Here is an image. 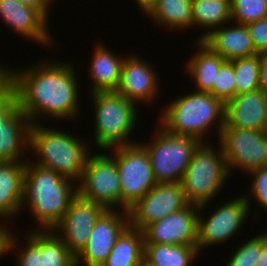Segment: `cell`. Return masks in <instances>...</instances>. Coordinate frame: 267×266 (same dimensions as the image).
Here are the masks:
<instances>
[{"instance_id": "cell-39", "label": "cell", "mask_w": 267, "mask_h": 266, "mask_svg": "<svg viewBox=\"0 0 267 266\" xmlns=\"http://www.w3.org/2000/svg\"><path fill=\"white\" fill-rule=\"evenodd\" d=\"M260 89L267 93V52L261 53Z\"/></svg>"}, {"instance_id": "cell-16", "label": "cell", "mask_w": 267, "mask_h": 266, "mask_svg": "<svg viewBox=\"0 0 267 266\" xmlns=\"http://www.w3.org/2000/svg\"><path fill=\"white\" fill-rule=\"evenodd\" d=\"M225 124L233 128L267 130V93L258 89L235 95L225 103Z\"/></svg>"}, {"instance_id": "cell-7", "label": "cell", "mask_w": 267, "mask_h": 266, "mask_svg": "<svg viewBox=\"0 0 267 266\" xmlns=\"http://www.w3.org/2000/svg\"><path fill=\"white\" fill-rule=\"evenodd\" d=\"M154 141L141 143L148 152L157 183L181 182L192 155L201 143L190 136H178L158 129ZM152 144V145H151Z\"/></svg>"}, {"instance_id": "cell-26", "label": "cell", "mask_w": 267, "mask_h": 266, "mask_svg": "<svg viewBox=\"0 0 267 266\" xmlns=\"http://www.w3.org/2000/svg\"><path fill=\"white\" fill-rule=\"evenodd\" d=\"M199 251L197 246L144 243L143 257L157 266H190Z\"/></svg>"}, {"instance_id": "cell-15", "label": "cell", "mask_w": 267, "mask_h": 266, "mask_svg": "<svg viewBox=\"0 0 267 266\" xmlns=\"http://www.w3.org/2000/svg\"><path fill=\"white\" fill-rule=\"evenodd\" d=\"M107 209L92 201L77 195L71 202L60 224L55 231L62 230L58 234L67 248L76 256L87 244L90 231L96 221Z\"/></svg>"}, {"instance_id": "cell-1", "label": "cell", "mask_w": 267, "mask_h": 266, "mask_svg": "<svg viewBox=\"0 0 267 266\" xmlns=\"http://www.w3.org/2000/svg\"><path fill=\"white\" fill-rule=\"evenodd\" d=\"M53 62L23 71L10 70L18 106L36 124L41 114L58 118H75L79 113L76 73L71 65ZM36 120V122H35Z\"/></svg>"}, {"instance_id": "cell-37", "label": "cell", "mask_w": 267, "mask_h": 266, "mask_svg": "<svg viewBox=\"0 0 267 266\" xmlns=\"http://www.w3.org/2000/svg\"><path fill=\"white\" fill-rule=\"evenodd\" d=\"M8 228L2 226L0 224V256L3 255V253H6V251H11L12 248L15 247V241H17L15 236L7 230Z\"/></svg>"}, {"instance_id": "cell-9", "label": "cell", "mask_w": 267, "mask_h": 266, "mask_svg": "<svg viewBox=\"0 0 267 266\" xmlns=\"http://www.w3.org/2000/svg\"><path fill=\"white\" fill-rule=\"evenodd\" d=\"M79 181L77 191L80 197L107 210L114 209V205L116 207L118 204L121 207V183L112 156L103 153L89 156Z\"/></svg>"}, {"instance_id": "cell-20", "label": "cell", "mask_w": 267, "mask_h": 266, "mask_svg": "<svg viewBox=\"0 0 267 266\" xmlns=\"http://www.w3.org/2000/svg\"><path fill=\"white\" fill-rule=\"evenodd\" d=\"M31 121L18 107L0 126V162H26L21 158L29 150Z\"/></svg>"}, {"instance_id": "cell-13", "label": "cell", "mask_w": 267, "mask_h": 266, "mask_svg": "<svg viewBox=\"0 0 267 266\" xmlns=\"http://www.w3.org/2000/svg\"><path fill=\"white\" fill-rule=\"evenodd\" d=\"M250 200L243 195L225 203L213 212L209 219H204L198 214L197 247L198 250L210 245L224 243L236 230L240 229L248 215Z\"/></svg>"}, {"instance_id": "cell-17", "label": "cell", "mask_w": 267, "mask_h": 266, "mask_svg": "<svg viewBox=\"0 0 267 266\" xmlns=\"http://www.w3.org/2000/svg\"><path fill=\"white\" fill-rule=\"evenodd\" d=\"M130 57V58H129ZM125 57L120 74V82L116 92L135 103L138 101H150L157 94L159 79L146 61L139 56Z\"/></svg>"}, {"instance_id": "cell-27", "label": "cell", "mask_w": 267, "mask_h": 266, "mask_svg": "<svg viewBox=\"0 0 267 266\" xmlns=\"http://www.w3.org/2000/svg\"><path fill=\"white\" fill-rule=\"evenodd\" d=\"M192 20L193 26L195 24L209 28V31L199 38V41H202L211 33L212 28L216 29V26H222L225 22L230 23V0H192Z\"/></svg>"}, {"instance_id": "cell-6", "label": "cell", "mask_w": 267, "mask_h": 266, "mask_svg": "<svg viewBox=\"0 0 267 266\" xmlns=\"http://www.w3.org/2000/svg\"><path fill=\"white\" fill-rule=\"evenodd\" d=\"M215 151L207 142H201L180 182L188 202L198 205L200 211L219 192L229 175L222 148Z\"/></svg>"}, {"instance_id": "cell-36", "label": "cell", "mask_w": 267, "mask_h": 266, "mask_svg": "<svg viewBox=\"0 0 267 266\" xmlns=\"http://www.w3.org/2000/svg\"><path fill=\"white\" fill-rule=\"evenodd\" d=\"M18 107L17 93L14 87L9 84L0 93V126Z\"/></svg>"}, {"instance_id": "cell-22", "label": "cell", "mask_w": 267, "mask_h": 266, "mask_svg": "<svg viewBox=\"0 0 267 266\" xmlns=\"http://www.w3.org/2000/svg\"><path fill=\"white\" fill-rule=\"evenodd\" d=\"M93 55L89 70L93 81L90 92L116 91L125 58H118L101 44L95 47Z\"/></svg>"}, {"instance_id": "cell-31", "label": "cell", "mask_w": 267, "mask_h": 266, "mask_svg": "<svg viewBox=\"0 0 267 266\" xmlns=\"http://www.w3.org/2000/svg\"><path fill=\"white\" fill-rule=\"evenodd\" d=\"M235 95V73L232 61H225L216 75L213 84V96L226 103Z\"/></svg>"}, {"instance_id": "cell-21", "label": "cell", "mask_w": 267, "mask_h": 266, "mask_svg": "<svg viewBox=\"0 0 267 266\" xmlns=\"http://www.w3.org/2000/svg\"><path fill=\"white\" fill-rule=\"evenodd\" d=\"M25 167L26 162H0L1 218L11 217L22 208Z\"/></svg>"}, {"instance_id": "cell-43", "label": "cell", "mask_w": 267, "mask_h": 266, "mask_svg": "<svg viewBox=\"0 0 267 266\" xmlns=\"http://www.w3.org/2000/svg\"><path fill=\"white\" fill-rule=\"evenodd\" d=\"M139 266H157V265H154L152 263H150L149 261H147L144 257L142 258Z\"/></svg>"}, {"instance_id": "cell-23", "label": "cell", "mask_w": 267, "mask_h": 266, "mask_svg": "<svg viewBox=\"0 0 267 266\" xmlns=\"http://www.w3.org/2000/svg\"><path fill=\"white\" fill-rule=\"evenodd\" d=\"M199 51L188 61V73L194 79L196 91L213 95V84L222 64L226 61L219 54L214 53L202 41L197 40Z\"/></svg>"}, {"instance_id": "cell-38", "label": "cell", "mask_w": 267, "mask_h": 266, "mask_svg": "<svg viewBox=\"0 0 267 266\" xmlns=\"http://www.w3.org/2000/svg\"><path fill=\"white\" fill-rule=\"evenodd\" d=\"M22 4L26 6L32 7L38 11H40L46 18H48V11L50 2L52 0H19Z\"/></svg>"}, {"instance_id": "cell-5", "label": "cell", "mask_w": 267, "mask_h": 266, "mask_svg": "<svg viewBox=\"0 0 267 266\" xmlns=\"http://www.w3.org/2000/svg\"><path fill=\"white\" fill-rule=\"evenodd\" d=\"M95 105V143L103 150L130 145L126 138L137 119L136 104L116 91L91 93Z\"/></svg>"}, {"instance_id": "cell-32", "label": "cell", "mask_w": 267, "mask_h": 266, "mask_svg": "<svg viewBox=\"0 0 267 266\" xmlns=\"http://www.w3.org/2000/svg\"><path fill=\"white\" fill-rule=\"evenodd\" d=\"M262 251V234L241 245L227 266H256Z\"/></svg>"}, {"instance_id": "cell-30", "label": "cell", "mask_w": 267, "mask_h": 266, "mask_svg": "<svg viewBox=\"0 0 267 266\" xmlns=\"http://www.w3.org/2000/svg\"><path fill=\"white\" fill-rule=\"evenodd\" d=\"M230 5L236 24L247 25L267 17V0H230Z\"/></svg>"}, {"instance_id": "cell-19", "label": "cell", "mask_w": 267, "mask_h": 266, "mask_svg": "<svg viewBox=\"0 0 267 266\" xmlns=\"http://www.w3.org/2000/svg\"><path fill=\"white\" fill-rule=\"evenodd\" d=\"M202 42L226 61L259 54L252 43L249 30L244 24L231 28L212 30Z\"/></svg>"}, {"instance_id": "cell-28", "label": "cell", "mask_w": 267, "mask_h": 266, "mask_svg": "<svg viewBox=\"0 0 267 266\" xmlns=\"http://www.w3.org/2000/svg\"><path fill=\"white\" fill-rule=\"evenodd\" d=\"M236 95L260 89L261 54L232 60Z\"/></svg>"}, {"instance_id": "cell-41", "label": "cell", "mask_w": 267, "mask_h": 266, "mask_svg": "<svg viewBox=\"0 0 267 266\" xmlns=\"http://www.w3.org/2000/svg\"><path fill=\"white\" fill-rule=\"evenodd\" d=\"M10 84V70L0 64V93Z\"/></svg>"}, {"instance_id": "cell-35", "label": "cell", "mask_w": 267, "mask_h": 266, "mask_svg": "<svg viewBox=\"0 0 267 266\" xmlns=\"http://www.w3.org/2000/svg\"><path fill=\"white\" fill-rule=\"evenodd\" d=\"M255 50L261 54L267 52V17L246 25Z\"/></svg>"}, {"instance_id": "cell-3", "label": "cell", "mask_w": 267, "mask_h": 266, "mask_svg": "<svg viewBox=\"0 0 267 266\" xmlns=\"http://www.w3.org/2000/svg\"><path fill=\"white\" fill-rule=\"evenodd\" d=\"M161 127L173 135L201 139L218 122V136L225 125V103L210 93L195 91L177 98L162 111ZM216 121V122H215ZM202 137V138H201Z\"/></svg>"}, {"instance_id": "cell-10", "label": "cell", "mask_w": 267, "mask_h": 266, "mask_svg": "<svg viewBox=\"0 0 267 266\" xmlns=\"http://www.w3.org/2000/svg\"><path fill=\"white\" fill-rule=\"evenodd\" d=\"M219 137L229 174L230 168L239 167L249 173L267 166V130L233 128L225 124Z\"/></svg>"}, {"instance_id": "cell-2", "label": "cell", "mask_w": 267, "mask_h": 266, "mask_svg": "<svg viewBox=\"0 0 267 266\" xmlns=\"http://www.w3.org/2000/svg\"><path fill=\"white\" fill-rule=\"evenodd\" d=\"M73 182L51 169L26 162L22 205L29 204L38 226L44 231L55 230L78 195Z\"/></svg>"}, {"instance_id": "cell-4", "label": "cell", "mask_w": 267, "mask_h": 266, "mask_svg": "<svg viewBox=\"0 0 267 266\" xmlns=\"http://www.w3.org/2000/svg\"><path fill=\"white\" fill-rule=\"evenodd\" d=\"M32 124L30 145L39 157L37 165L55 171L72 181L79 180L90 152L85 143L66 132Z\"/></svg>"}, {"instance_id": "cell-8", "label": "cell", "mask_w": 267, "mask_h": 266, "mask_svg": "<svg viewBox=\"0 0 267 266\" xmlns=\"http://www.w3.org/2000/svg\"><path fill=\"white\" fill-rule=\"evenodd\" d=\"M113 149L112 154L121 183V206L123 211H128L157 184V181L150 156L141 143L117 146Z\"/></svg>"}, {"instance_id": "cell-18", "label": "cell", "mask_w": 267, "mask_h": 266, "mask_svg": "<svg viewBox=\"0 0 267 266\" xmlns=\"http://www.w3.org/2000/svg\"><path fill=\"white\" fill-rule=\"evenodd\" d=\"M0 17L6 25L27 39L44 45L52 44L47 28V18L38 10L19 0H0ZM47 28V29H46Z\"/></svg>"}, {"instance_id": "cell-34", "label": "cell", "mask_w": 267, "mask_h": 266, "mask_svg": "<svg viewBox=\"0 0 267 266\" xmlns=\"http://www.w3.org/2000/svg\"><path fill=\"white\" fill-rule=\"evenodd\" d=\"M254 177L251 193L256 201L267 209V166L249 172Z\"/></svg>"}, {"instance_id": "cell-24", "label": "cell", "mask_w": 267, "mask_h": 266, "mask_svg": "<svg viewBox=\"0 0 267 266\" xmlns=\"http://www.w3.org/2000/svg\"><path fill=\"white\" fill-rule=\"evenodd\" d=\"M144 254V232L130 225L117 238L102 266H139Z\"/></svg>"}, {"instance_id": "cell-25", "label": "cell", "mask_w": 267, "mask_h": 266, "mask_svg": "<svg viewBox=\"0 0 267 266\" xmlns=\"http://www.w3.org/2000/svg\"><path fill=\"white\" fill-rule=\"evenodd\" d=\"M146 14L171 30L193 25L192 0H156Z\"/></svg>"}, {"instance_id": "cell-40", "label": "cell", "mask_w": 267, "mask_h": 266, "mask_svg": "<svg viewBox=\"0 0 267 266\" xmlns=\"http://www.w3.org/2000/svg\"><path fill=\"white\" fill-rule=\"evenodd\" d=\"M256 266H267V232L262 234V251Z\"/></svg>"}, {"instance_id": "cell-29", "label": "cell", "mask_w": 267, "mask_h": 266, "mask_svg": "<svg viewBox=\"0 0 267 266\" xmlns=\"http://www.w3.org/2000/svg\"><path fill=\"white\" fill-rule=\"evenodd\" d=\"M43 266H76L75 255L53 230H43Z\"/></svg>"}, {"instance_id": "cell-11", "label": "cell", "mask_w": 267, "mask_h": 266, "mask_svg": "<svg viewBox=\"0 0 267 266\" xmlns=\"http://www.w3.org/2000/svg\"><path fill=\"white\" fill-rule=\"evenodd\" d=\"M189 204L180 182L157 183L128 210L130 226L143 231L151 223L182 210Z\"/></svg>"}, {"instance_id": "cell-42", "label": "cell", "mask_w": 267, "mask_h": 266, "mask_svg": "<svg viewBox=\"0 0 267 266\" xmlns=\"http://www.w3.org/2000/svg\"><path fill=\"white\" fill-rule=\"evenodd\" d=\"M137 4H139V8L141 11L147 13V11L154 5L156 0H135Z\"/></svg>"}, {"instance_id": "cell-14", "label": "cell", "mask_w": 267, "mask_h": 266, "mask_svg": "<svg viewBox=\"0 0 267 266\" xmlns=\"http://www.w3.org/2000/svg\"><path fill=\"white\" fill-rule=\"evenodd\" d=\"M198 205L169 214L147 226L144 243L197 246Z\"/></svg>"}, {"instance_id": "cell-33", "label": "cell", "mask_w": 267, "mask_h": 266, "mask_svg": "<svg viewBox=\"0 0 267 266\" xmlns=\"http://www.w3.org/2000/svg\"><path fill=\"white\" fill-rule=\"evenodd\" d=\"M28 236V246L18 257L19 266H43V231H33Z\"/></svg>"}, {"instance_id": "cell-12", "label": "cell", "mask_w": 267, "mask_h": 266, "mask_svg": "<svg viewBox=\"0 0 267 266\" xmlns=\"http://www.w3.org/2000/svg\"><path fill=\"white\" fill-rule=\"evenodd\" d=\"M124 217L116 210H106L96 221L84 248L75 256L76 266H102L110 254L117 238L130 225L129 213ZM121 215V216H120Z\"/></svg>"}]
</instances>
